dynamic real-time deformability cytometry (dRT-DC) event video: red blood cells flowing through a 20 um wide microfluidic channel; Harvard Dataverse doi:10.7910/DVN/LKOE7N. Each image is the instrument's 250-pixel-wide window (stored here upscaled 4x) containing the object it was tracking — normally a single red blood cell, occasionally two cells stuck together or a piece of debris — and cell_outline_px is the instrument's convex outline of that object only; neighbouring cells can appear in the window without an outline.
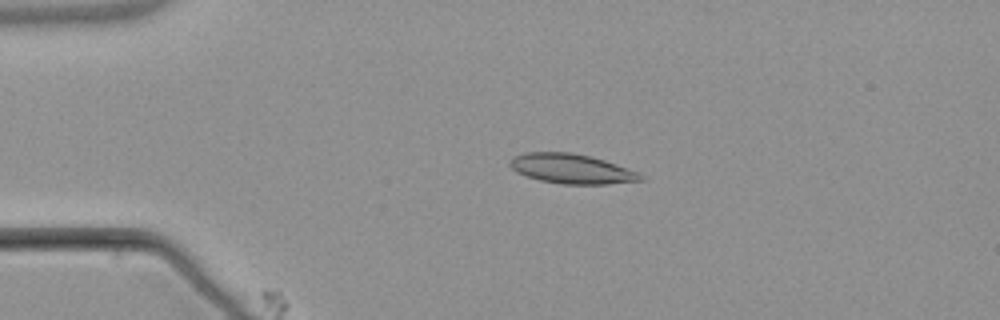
{"species": "common noctule bat (a hibernating species)", "species_latin": "Nyctalus noctula", "temperature_condition": "warm", "stored_images_in_passage": 5, "camera_frame_rate_fps": 3000, "um_per_image_px": 0.085, "animal": {"sex": "male", "body_mass_g": 21.5, "forearm_length_mm": 52.0}, "frame": {"image": 1, "passage_image": 3, "time_ms": 2.333, "image_size_px": [1000, 320], "cell_outline_px": [[644, 180], [604, 184], [564, 184], [540, 180], [516, 172], [508, 164], [512, 156], [524, 152], [572, 152], [592, 156], [640, 172], [644, 176]], "centroid_in_image_um": [48.58, 14.33], "position_along_channel_um": 36.4, "area_um2": 22.72}}